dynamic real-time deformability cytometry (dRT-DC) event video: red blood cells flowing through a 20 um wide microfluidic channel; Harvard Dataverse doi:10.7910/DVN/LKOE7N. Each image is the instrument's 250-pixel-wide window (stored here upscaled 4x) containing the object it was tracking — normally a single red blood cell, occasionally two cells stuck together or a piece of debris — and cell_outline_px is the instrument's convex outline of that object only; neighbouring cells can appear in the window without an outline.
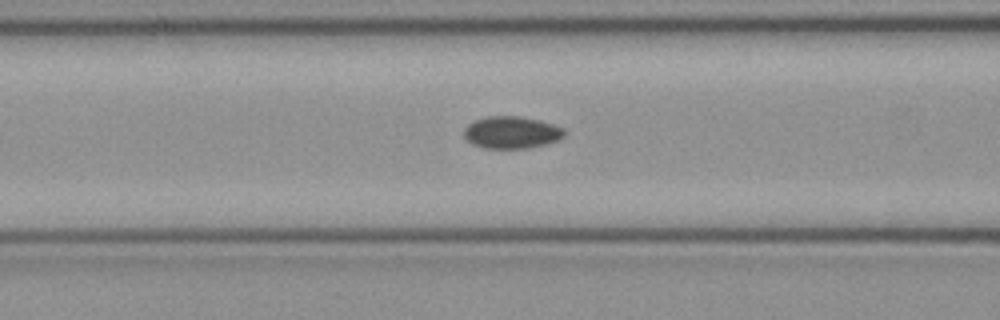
{"species": "common noctule bat (a hibernating species)", "species_latin": "Nyctalus noctula", "temperature_condition": "cold", "stored_images_in_passage": 37, "camera_frame_rate_fps": 3000, "um_per_image_px": 0.085, "animal": {"sex": "female", "body_mass_g": 21.9}, "frame": {"image": 1, "passage_image": 10, "time_ms": 3.0, "image_size_px": [1000, 320], "cell_outline_px": [[564, 136], [560, 140], [548, 144], [528, 148], [484, 148], [472, 144], [464, 136], [464, 128], [468, 124], [476, 120], [488, 116], [520, 116], [540, 120], [564, 128]], "centroid_in_image_um": [43.5, 11.26], "position_along_channel_um": 123.1, "area_um2": 18.9}}
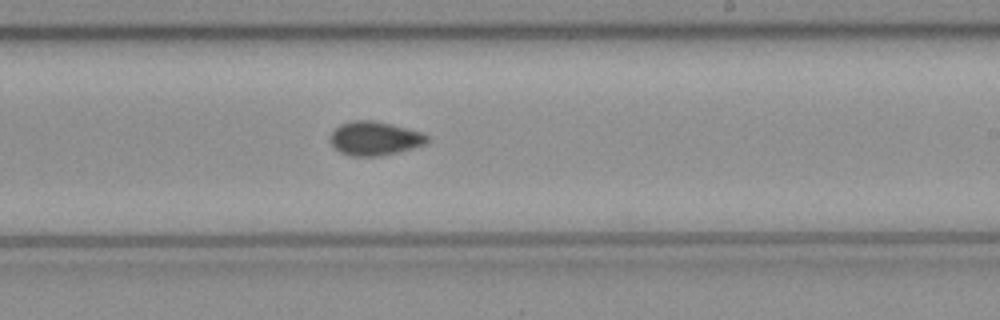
{"frame": {"image": 2, "passage_image": 20, "time_ms": 6.333, "image_size_px": [1000, 320], "cell_outline_px": [[428, 144], [380, 156], [352, 156], [340, 152], [332, 144], [328, 136], [340, 124], [352, 120], [372, 120], [392, 124], [424, 132], [428, 136]], "centroid_in_image_um": [31.87, 11.75], "position_along_channel_um": 257.1, "area_um2": 19.25}}
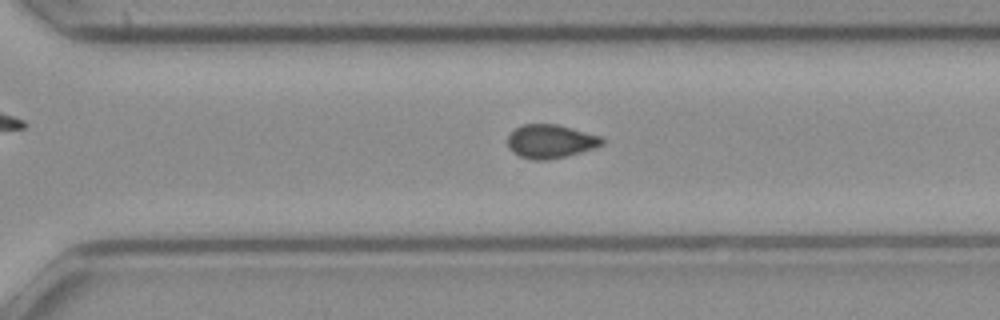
{"frame": {"image": 3, "passage_image": 25, "time_ms": 8.0, "image_size_px": [1000, 320], "cell_outline_px": [[604, 144], [580, 152], [548, 160], [532, 160], [520, 156], [512, 152], [508, 148], [508, 136], [516, 128], [524, 124], [556, 124], [600, 136], [604, 140]], "centroid_in_image_um": [46.76, 12.02], "position_along_channel_um": 323.8, "area_um2": 18.26}}